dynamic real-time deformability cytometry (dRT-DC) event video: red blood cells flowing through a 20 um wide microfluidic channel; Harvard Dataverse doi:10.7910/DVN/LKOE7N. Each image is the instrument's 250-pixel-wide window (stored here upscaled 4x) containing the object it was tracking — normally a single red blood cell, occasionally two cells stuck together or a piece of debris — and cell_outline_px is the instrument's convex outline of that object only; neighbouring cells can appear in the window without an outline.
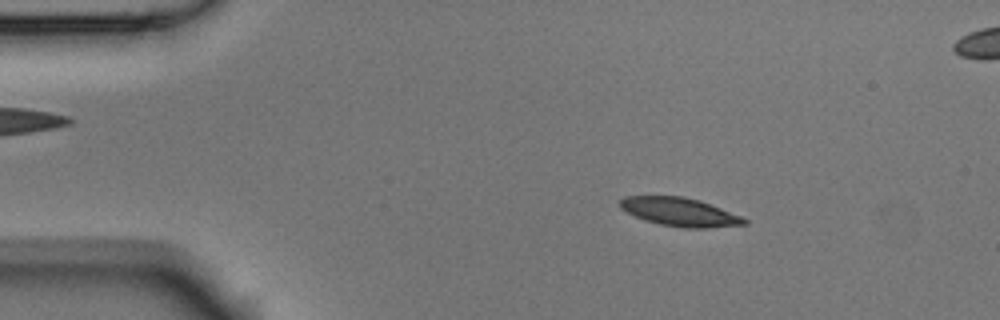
{"species": "Egyptian fruit bat (a non-hibernating species)", "species_latin": "Rousettus aegyptiacus", "temperature_condition": "room temperature", "stored_images_in_passage": 5, "camera_frame_rate_fps": 3000, "um_per_image_px": 0.085, "animal": {"sex": "male"}, "frame": {"image": 1, "passage_image": 2, "time_ms": 0.333, "image_size_px": [1000, 320], "cell_outline_px": [[748, 224], [708, 228], [684, 228], [660, 224], [644, 220], [620, 208], [616, 204], [624, 196], [684, 196], [700, 200], [740, 216], [748, 220]], "centroid_in_image_um": [57.75, 18.01], "position_along_channel_um": 27.2, "area_um2": 20.63}}